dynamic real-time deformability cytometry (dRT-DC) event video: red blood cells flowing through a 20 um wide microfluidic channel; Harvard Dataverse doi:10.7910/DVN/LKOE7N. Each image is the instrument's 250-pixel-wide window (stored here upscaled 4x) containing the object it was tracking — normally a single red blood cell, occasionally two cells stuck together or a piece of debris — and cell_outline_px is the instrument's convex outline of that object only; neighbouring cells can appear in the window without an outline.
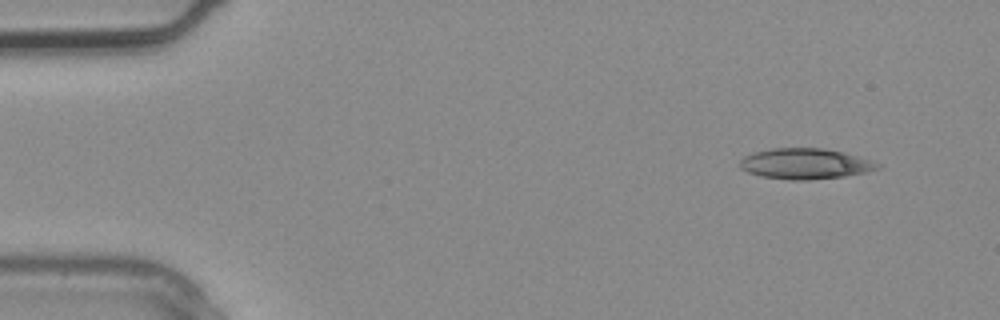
{"species": "common noctule bat (a hibernating species)", "species_latin": "Nyctalus noctula", "temperature_condition": "warm", "stored_images_in_passage": 3, "camera_frame_rate_fps": 3000, "um_per_image_px": 0.085, "animal": {"sex": "male", "body_mass_g": 20.4}, "frame": {"image": 1, "passage_image": 1, "time_ms": 0.0, "image_size_px": [1000, 320], "cell_outline_px": [[880, 168], [864, 172], [844, 176], [808, 180], [788, 180], [764, 176], [748, 172], [740, 168], [740, 160], [744, 156], [752, 152], [772, 148], [824, 148], [844, 152], [880, 164]], "centroid_in_image_um": [68.4, 13.91], "position_along_channel_um": 16.6, "area_um2": 24.39}}
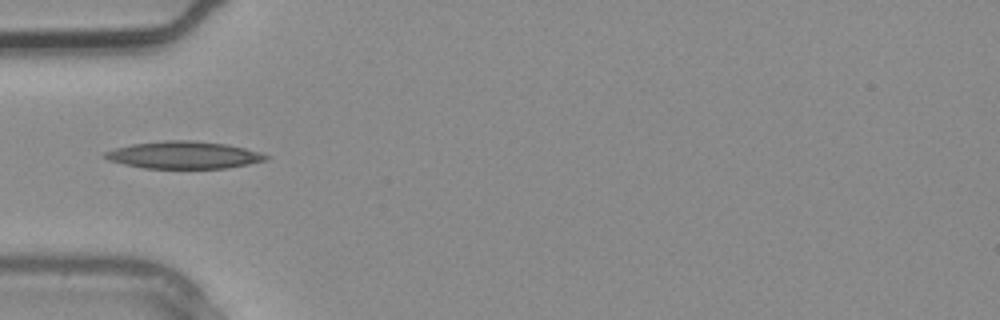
{"frame": {"image": 2, "passage_image": 3, "time_ms": 0.667, "image_size_px": [1000, 320], "cell_outline_px": [[268, 160], [228, 168], [144, 168], [124, 164], [108, 160], [100, 156], [104, 152], [116, 148], [132, 144], [164, 140], [188, 140], [228, 144], [260, 152], [268, 156]], "centroid_in_image_um": [15.6, 13.17], "position_along_channel_um": 69.4, "area_um2": 25.61}}